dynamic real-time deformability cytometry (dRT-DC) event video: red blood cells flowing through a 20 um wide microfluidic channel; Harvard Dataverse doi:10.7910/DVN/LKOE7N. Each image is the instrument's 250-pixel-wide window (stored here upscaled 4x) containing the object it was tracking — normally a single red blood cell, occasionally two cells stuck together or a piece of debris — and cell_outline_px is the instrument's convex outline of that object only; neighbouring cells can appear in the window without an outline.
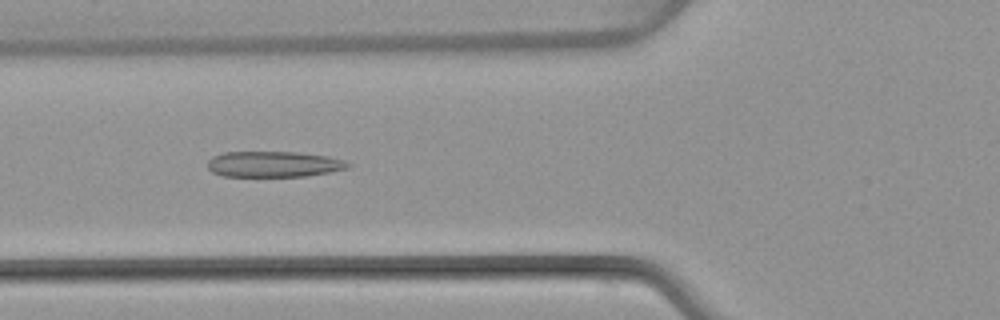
{"species": "common noctule bat (a hibernating species)", "species_latin": "Nyctalus noctula", "temperature_condition": "warm", "stored_images_in_passage": 49, "camera_frame_rate_fps": 3000, "um_per_image_px": 0.085, "animal": {"sex": "female", "body_mass_g": 22.7, "forearm_length_mm": 54.2}, "frame": {"image": 1, "passage_image": 18, "time_ms": 5.667, "image_size_px": [1000, 320], "cell_outline_px": [[352, 164], [348, 168], [328, 172], [304, 176], [224, 176], [212, 172], [208, 168], [208, 160], [212, 156], [224, 152], [296, 152], [328, 156], [344, 160]], "centroid_in_image_um": [23.25, 13.95], "position_along_channel_um": 102.5, "area_um2": 21.04}}
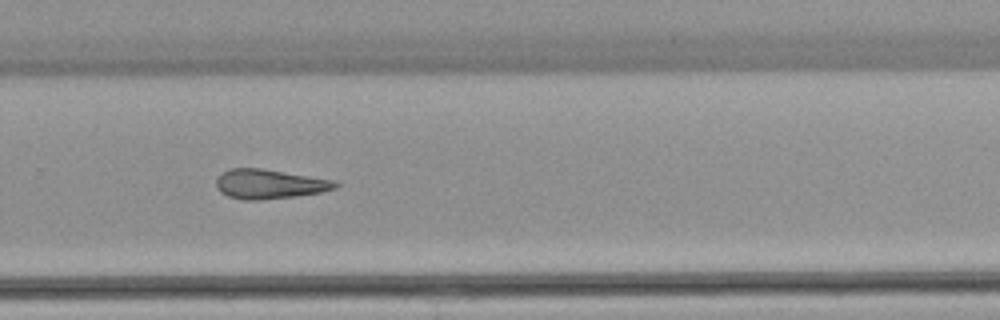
{"frame": {"image": 2, "passage_image": 33, "time_ms": 10.667, "image_size_px": [1000, 320], "cell_outline_px": [[340, 184], [336, 188], [324, 192], [296, 196], [260, 200], [244, 200], [228, 196], [220, 192], [216, 188], [216, 176], [228, 168], [260, 168], [336, 180]], "centroid_in_image_um": [22.9, 15.64], "position_along_channel_um": 306.9, "area_um2": 20.75}}
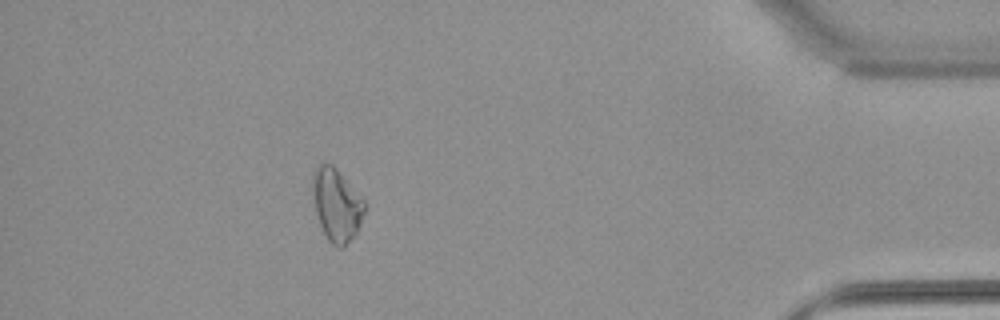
{"frame": {"image": 3, "passage_image": 44, "time_ms": 14.333, "image_size_px": [1000, 320], "cell_outline_px": [[364, 212], [360, 224], [356, 232], [344, 248], [340, 248], [332, 244], [328, 240], [320, 224], [316, 212], [312, 188], [312, 172], [320, 164], [332, 164], [336, 168], [364, 200]], "centroid_in_image_um": [28.6, 17.41], "position_along_channel_um": 406.6, "area_um2": 21.62}}